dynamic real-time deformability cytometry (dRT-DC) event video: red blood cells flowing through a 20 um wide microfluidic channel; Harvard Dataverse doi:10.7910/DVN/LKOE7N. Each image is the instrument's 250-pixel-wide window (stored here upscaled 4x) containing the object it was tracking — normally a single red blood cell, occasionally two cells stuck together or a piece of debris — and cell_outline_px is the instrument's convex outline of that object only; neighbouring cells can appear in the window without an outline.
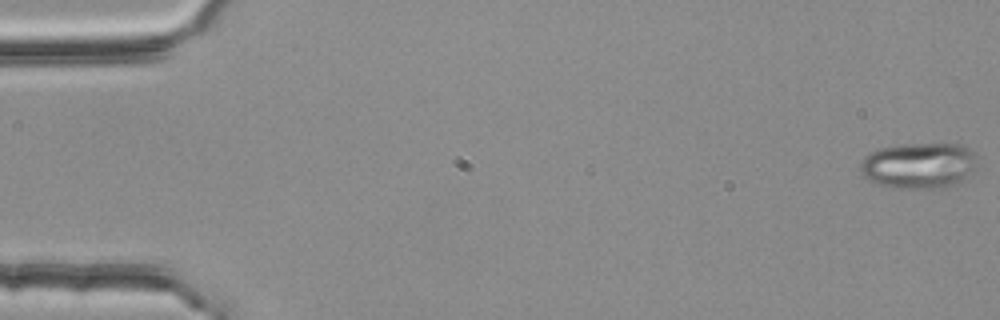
{"species": "common noctule bat (a hibernating species)", "species_latin": "Nyctalus noctula", "temperature_condition": "room temperature", "stored_images_in_passage": 5, "segment_of_instrument_passage": [2, 2], "camera_frame_rate_fps": 3000, "um_per_image_px": 0.085, "animal": {"sex": "female", "body_mass_g": 25.1}, "frame": {"image": 1, "passage_image": 5, "time_ms": 1.333, "image_size_px": [1000, 320], "cell_outline_px": [[976, 160], [968, 180], [960, 184], [944, 188], [892, 188], [876, 184], [868, 180], [860, 172], [860, 164], [864, 156], [880, 148], [904, 144], [964, 144], [976, 156]], "centroid_in_image_um": [78.12, 14.09], "position_along_channel_um": 6.9, "area_um2": 31.73}}